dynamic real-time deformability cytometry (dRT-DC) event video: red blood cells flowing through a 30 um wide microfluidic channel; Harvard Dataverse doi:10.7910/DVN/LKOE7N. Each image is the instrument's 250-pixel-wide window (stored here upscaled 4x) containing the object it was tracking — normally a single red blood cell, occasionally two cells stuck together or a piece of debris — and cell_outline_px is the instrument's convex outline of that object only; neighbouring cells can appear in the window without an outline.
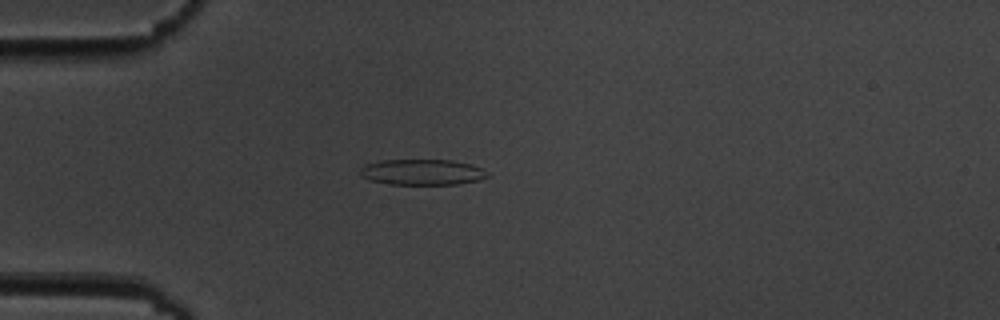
{"species": "common noctule bat (a hibernating species)", "species_latin": "Nyctalus noctula", "temperature_condition": "cold", "stored_images_in_passage": 9, "camera_frame_rate_fps": 3000, "um_per_image_px": 0.085, "animal": {"sex": "male", "body_mass_g": 19.5, "forearm_length_mm": 54.6}, "frame": {"image": 1, "passage_image": 3, "time_ms": 2.333, "image_size_px": [1000, 320], "cell_outline_px": [[492, 176], [480, 180], [456, 184], [392, 184], [368, 180], [360, 176], [360, 168], [364, 164], [384, 160], [452, 160], [468, 164], [480, 168]], "centroid_in_image_um": [35.86, 14.63], "position_along_channel_um": 49.1, "area_um2": 19.07}}
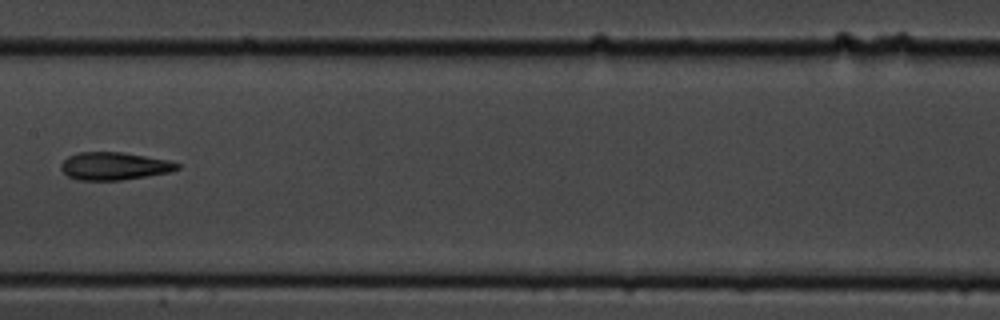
{"frame": {"image": 2, "passage_image": 7, "time_ms": 7.0, "image_size_px": [1000, 320], "cell_outline_px": [[180, 168], [172, 172], [120, 180], [76, 180], [68, 176], [60, 168], [60, 164], [68, 156], [76, 152], [124, 152], [168, 160], [180, 164]], "centroid_in_image_um": [9.7, 14.11], "position_along_channel_um": 197.7, "area_um2": 18.9}}
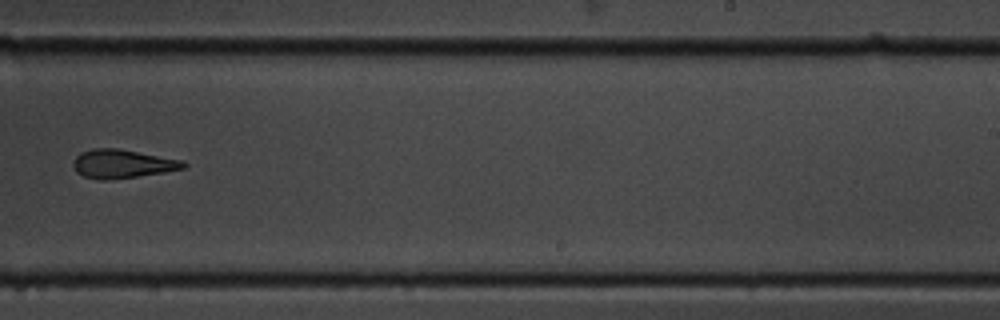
{"frame": {"image": 3, "passage_image": 9, "time_ms": 9.333, "image_size_px": [1000, 320], "cell_outline_px": [[188, 164], [184, 168], [164, 172], [108, 180], [100, 180], [84, 176], [76, 172], [72, 164], [76, 156], [80, 152], [92, 148], [116, 148], [184, 160]], "centroid_in_image_um": [10.38, 13.92], "position_along_channel_um": 278.6, "area_um2": 18.38}}